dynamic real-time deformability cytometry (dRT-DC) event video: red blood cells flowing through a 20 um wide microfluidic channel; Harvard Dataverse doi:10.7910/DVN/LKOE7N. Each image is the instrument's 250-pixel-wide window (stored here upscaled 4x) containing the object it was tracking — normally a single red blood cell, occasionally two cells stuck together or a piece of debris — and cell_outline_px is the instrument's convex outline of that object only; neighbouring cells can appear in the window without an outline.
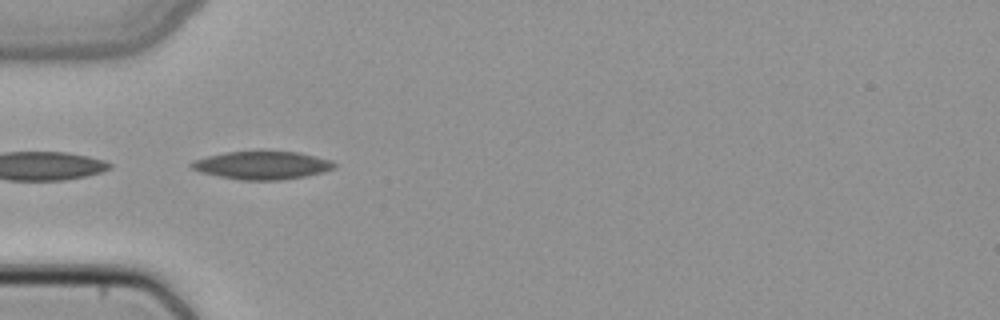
{"species": "common noctule bat (a hibernating species)", "species_latin": "Nyctalus noctula", "temperature_condition": "cold", "stored_images_in_passage": 39, "camera_frame_rate_fps": 3000, "um_per_image_px": 0.085, "animal": {"sex": "female", "body_mass_g": 22.7, "forearm_length_mm": 54.2}, "frame": {"image": 1, "passage_image": 5, "time_ms": 1.333, "image_size_px": [1000, 320], "cell_outline_px": [[336, 168], [324, 172], [304, 176], [280, 180], [240, 180], [200, 172], [192, 168], [188, 164], [192, 160], [224, 152], [260, 148], [264, 148], [300, 152], [332, 160], [336, 164]], "centroid_in_image_um": [22.29, 13.99], "position_along_channel_um": 62.7, "area_um2": 24.45}}
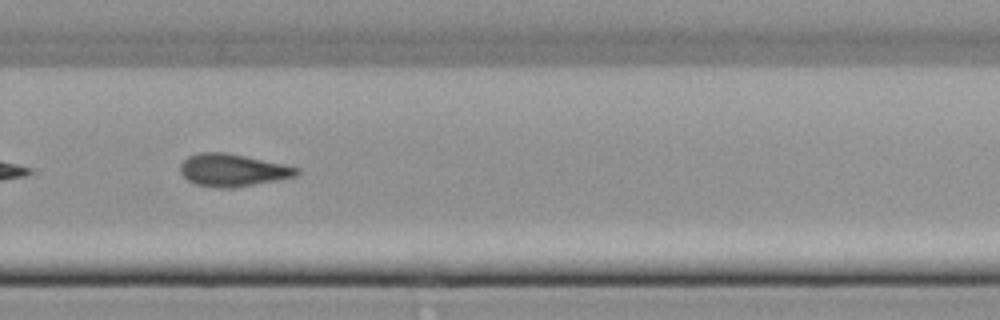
{"frame": {"image": 2, "passage_image": 23, "time_ms": 7.333, "image_size_px": [1000, 320], "cell_outline_px": [[300, 172], [296, 176], [276, 180], [232, 188], [216, 188], [196, 184], [188, 180], [180, 172], [180, 164], [188, 156], [200, 152], [228, 152], [284, 164], [300, 168]], "centroid_in_image_um": [19.77, 14.45], "position_along_channel_um": 310.0, "area_um2": 22.08}}
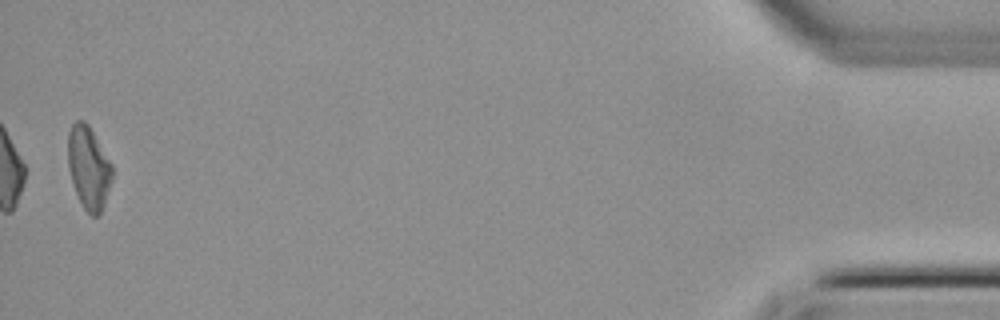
{"frame": {"image": 3, "passage_image": 38, "time_ms": 12.333, "image_size_px": [1000, 320], "cell_outline_px": [[112, 180], [100, 216], [92, 216], [84, 208], [76, 192], [68, 168], [68, 132], [72, 124], [76, 120], [84, 120], [88, 124], [112, 164]], "centroid_in_image_um": [7.53, 14.24], "position_along_channel_um": 427.7, "area_um2": 21.21}}